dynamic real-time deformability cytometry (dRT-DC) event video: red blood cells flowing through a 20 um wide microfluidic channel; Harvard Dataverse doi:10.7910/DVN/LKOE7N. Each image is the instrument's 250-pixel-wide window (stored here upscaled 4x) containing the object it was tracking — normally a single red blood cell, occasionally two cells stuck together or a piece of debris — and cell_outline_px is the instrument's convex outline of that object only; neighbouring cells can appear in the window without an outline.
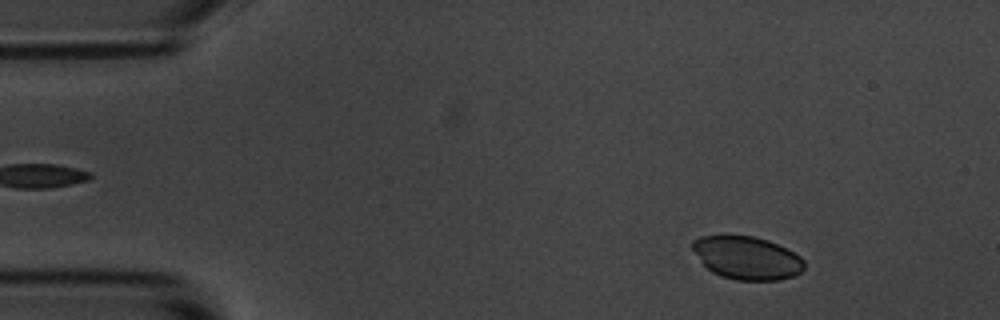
{"species": "common noctule bat (a hibernating species)", "species_latin": "Nyctalus noctula", "temperature_condition": "room temperature", "stored_images_in_passage": 53, "camera_frame_rate_fps": 3000, "um_per_image_px": 0.085, "animal": {"sex": "male", "body_mass_g": 20.1, "forearm_length_mm": 53.5}, "frame": {"image": 1, "passage_image": 5, "time_ms": 1.333, "image_size_px": [1000, 320], "cell_outline_px": [[804, 268], [800, 272], [792, 276], [780, 280], [736, 280], [720, 276], [712, 272], [704, 264], [692, 248], [692, 240], [700, 236], [724, 232], [752, 236], [768, 240], [800, 256], [804, 260]], "centroid_in_image_um": [63.44, 21.87], "position_along_channel_um": 21.6, "area_um2": 28.44}}
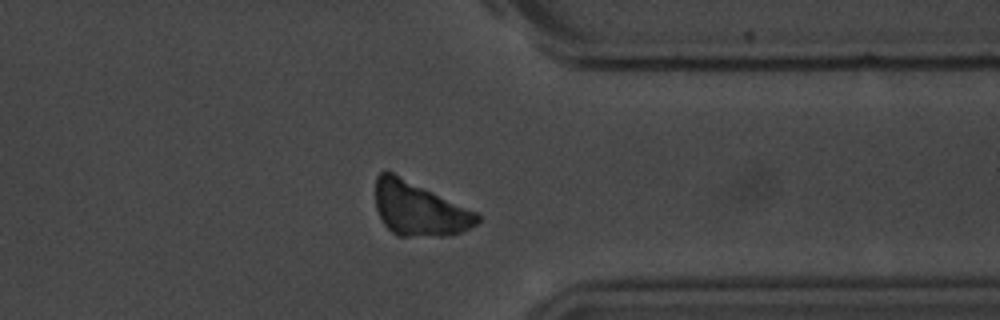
{"frame": {"image": 2, "passage_image": 41, "time_ms": 13.333, "image_size_px": [1000, 320], "cell_outline_px": [[480, 220], [476, 224], [460, 232], [448, 236], [396, 236], [384, 224], [376, 208], [376, 176], [380, 172], [392, 172], [476, 212], [480, 216]], "centroid_in_image_um": [35.61, 17.78], "position_along_channel_um": 375.8, "area_um2": 31.5}}
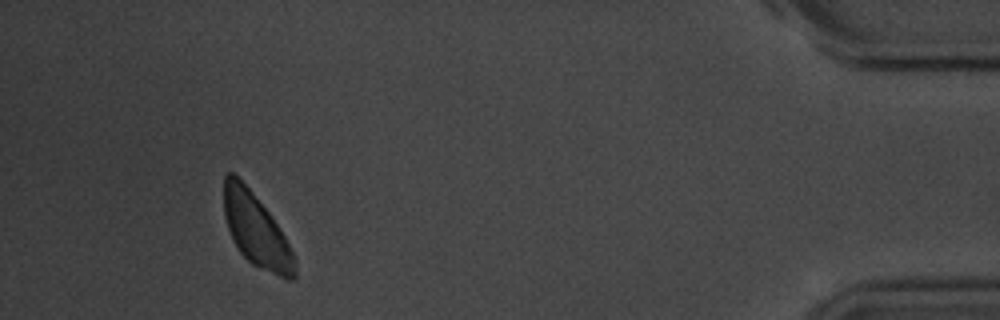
{"frame": {"image": 3, "passage_image": 49, "time_ms": 16.0, "image_size_px": [1000, 320], "cell_outline_px": [[296, 276], [292, 280], [288, 280], [260, 268], [252, 264], [240, 252], [232, 240], [224, 216], [224, 176], [228, 172], [232, 172], [252, 192], [272, 216], [284, 236], [296, 260]], "centroid_in_image_um": [21.77, 19.59], "position_along_channel_um": 413.4, "area_um2": 29.82}}